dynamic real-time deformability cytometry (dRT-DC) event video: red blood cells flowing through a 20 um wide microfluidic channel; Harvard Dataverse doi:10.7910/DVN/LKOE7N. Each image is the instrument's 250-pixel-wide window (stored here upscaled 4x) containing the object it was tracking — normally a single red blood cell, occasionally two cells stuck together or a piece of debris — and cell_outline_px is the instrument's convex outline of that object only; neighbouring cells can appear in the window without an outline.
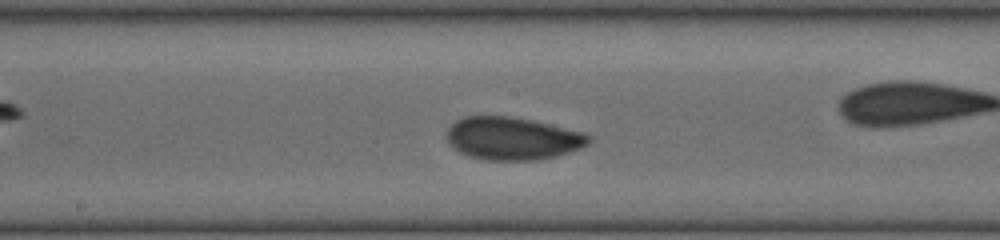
{"species": "human", "species_latin": "Homo sapiens", "temperature_condition": "cold", "stored_images_in_passage": 31, "camera_frame_rate_fps": 3000, "um_per_image_px": 0.085, "donor": {"sex": "female"}, "frame": {"image": 1, "passage_image": 14, "time_ms": 4.333, "image_size_px": [1000, 240], "cell_outline_px": [[592, 140], [588, 144], [580, 148], [556, 156], [536, 160], [488, 160], [472, 156], [460, 152], [444, 136], [448, 128], [456, 120], [464, 116], [508, 116], [532, 120], [580, 132], [592, 136]], "centroid_in_image_um": [43.55, 11.76], "position_along_channel_um": 204.6, "area_um2": 35.03}}
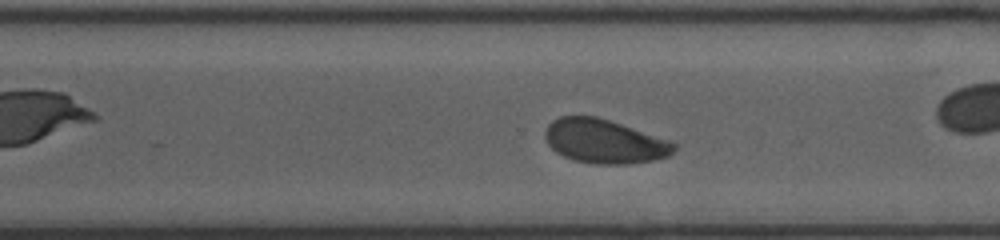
{"frame": {"image": 2, "passage_image": 22, "time_ms": 7.0, "image_size_px": [1000, 240], "cell_outline_px": [[676, 148], [668, 156], [652, 160], [628, 164], [596, 164], [576, 160], [564, 156], [556, 152], [548, 144], [544, 136], [544, 132], [548, 124], [552, 120], [560, 116], [596, 116], [672, 140], [676, 144]], "centroid_in_image_um": [51.38, 12.0], "position_along_channel_um": 319.2, "area_um2": 33.06}}